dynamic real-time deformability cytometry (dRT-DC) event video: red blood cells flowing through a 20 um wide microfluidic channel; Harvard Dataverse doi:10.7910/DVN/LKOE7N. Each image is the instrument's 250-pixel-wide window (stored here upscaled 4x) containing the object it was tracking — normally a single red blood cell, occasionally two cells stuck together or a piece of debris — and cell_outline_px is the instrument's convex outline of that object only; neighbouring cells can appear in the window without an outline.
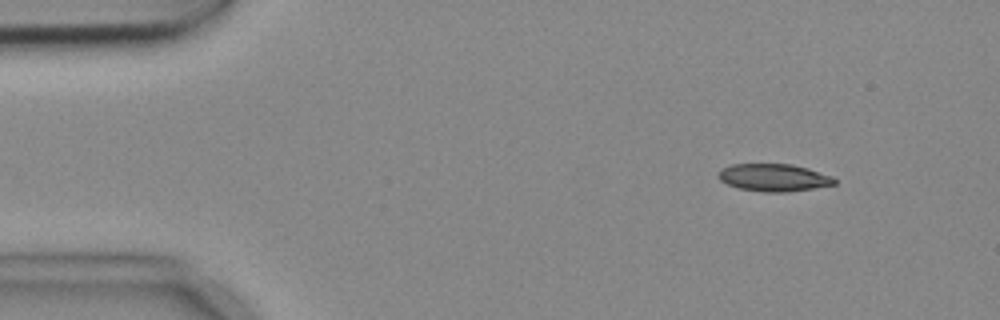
{"species": "common noctule bat (a hibernating species)", "species_latin": "Nyctalus noctula", "temperature_condition": "cold", "stored_images_in_passage": 5, "camera_frame_rate_fps": 3000, "um_per_image_px": 0.085, "animal": {"sex": "female", "body_mass_g": 18.4}, "frame": {"image": 1, "passage_image": 2, "time_ms": 0.333, "image_size_px": [1000, 320], "cell_outline_px": [[836, 184], [812, 188], [784, 192], [764, 192], [740, 188], [728, 184], [720, 180], [716, 176], [724, 168], [732, 164], [792, 164], [808, 168], [832, 176], [836, 180]], "centroid_in_image_um": [65.78, 15.09], "position_along_channel_um": 19.2, "area_um2": 18.38}}